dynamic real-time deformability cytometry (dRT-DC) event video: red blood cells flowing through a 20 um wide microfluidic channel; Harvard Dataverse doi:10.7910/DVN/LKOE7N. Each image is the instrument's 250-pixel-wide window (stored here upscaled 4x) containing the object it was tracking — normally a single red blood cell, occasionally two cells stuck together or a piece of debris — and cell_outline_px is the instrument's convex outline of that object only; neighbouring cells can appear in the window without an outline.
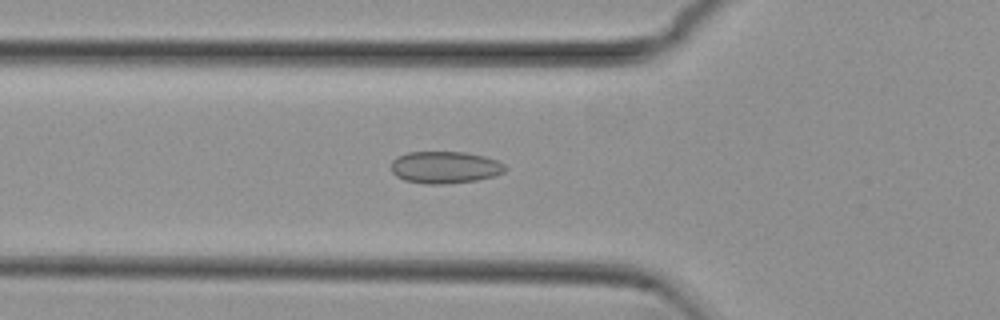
{"species": "common noctule bat (a hibernating species)", "species_latin": "Nyctalus noctula", "temperature_condition": "cold", "stored_images_in_passage": 54, "camera_frame_rate_fps": 3000, "um_per_image_px": 0.085, "animal": {"sex": "female", "body_mass_g": 29.2, "forearm_length_mm": 56.3}, "frame": {"image": 1, "passage_image": 19, "time_ms": 6.0, "image_size_px": [1000, 320], "cell_outline_px": [[508, 168], [504, 172], [492, 176], [476, 180], [444, 184], [424, 184], [404, 180], [396, 176], [392, 172], [392, 160], [396, 156], [408, 152], [464, 152], [484, 156], [496, 160], [504, 164]], "centroid_in_image_um": [37.8, 14.22], "position_along_channel_um": 88.0, "area_um2": 21.33}}
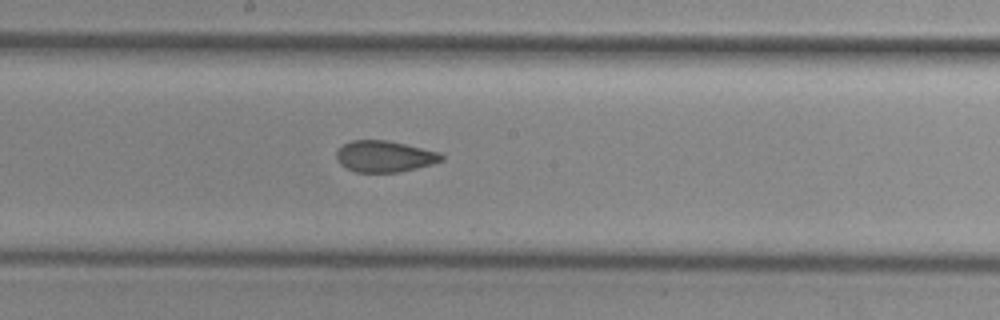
{"frame": {"image": 2, "passage_image": 29, "time_ms": 9.333, "image_size_px": [1000, 320], "cell_outline_px": [[444, 160], [432, 164], [400, 172], [356, 172], [340, 164], [336, 160], [336, 152], [344, 144], [352, 140], [388, 140], [440, 152], [444, 156]], "centroid_in_image_um": [32.7, 13.29], "position_along_channel_um": 215.5, "area_um2": 19.19}}
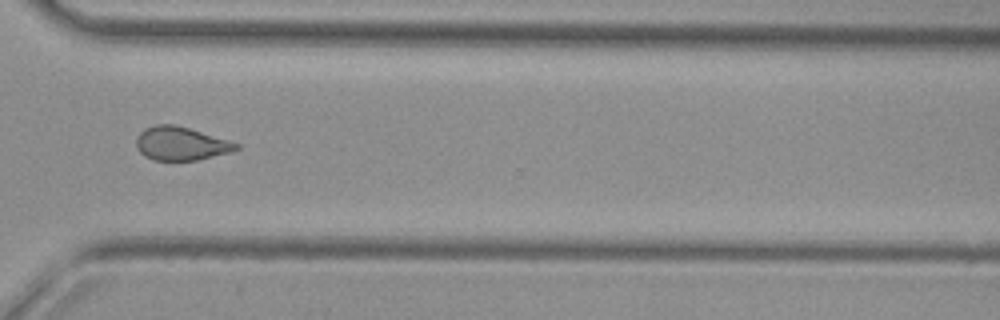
{"frame": {"image": 3, "passage_image": 40, "time_ms": 13.0, "image_size_px": [1000, 320], "cell_outline_px": [[240, 148], [228, 152], [196, 160], [152, 160], [144, 156], [136, 148], [136, 136], [144, 128], [156, 124], [176, 124], [228, 140], [240, 144]], "centroid_in_image_um": [15.32, 12.19], "position_along_channel_um": 355.3, "area_um2": 19.48}, "authors_computed_cell_mechanics": {"area_um2": 20.5479, "velocity_mm_per_s": 3.8111, "shape_relaxation_time_tau1_ms": null, "shape_relaxation_time_tau2_ms": 2.1869, "deformation_change_tau1": null, "deformation_change_tau2": 0.0754}}